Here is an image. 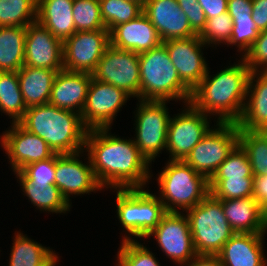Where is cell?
Here are the masks:
<instances>
[{
    "label": "cell",
    "instance_id": "obj_1",
    "mask_svg": "<svg viewBox=\"0 0 267 266\" xmlns=\"http://www.w3.org/2000/svg\"><path fill=\"white\" fill-rule=\"evenodd\" d=\"M112 128L88 130L85 154L94 175L106 189L146 188L153 174L151 164L140 153L133 139L111 134Z\"/></svg>",
    "mask_w": 267,
    "mask_h": 266
},
{
    "label": "cell",
    "instance_id": "obj_2",
    "mask_svg": "<svg viewBox=\"0 0 267 266\" xmlns=\"http://www.w3.org/2000/svg\"><path fill=\"white\" fill-rule=\"evenodd\" d=\"M251 72L242 58L215 75L208 69L192 90L189 103L205 115L215 116V122L237 123L244 111Z\"/></svg>",
    "mask_w": 267,
    "mask_h": 266
},
{
    "label": "cell",
    "instance_id": "obj_3",
    "mask_svg": "<svg viewBox=\"0 0 267 266\" xmlns=\"http://www.w3.org/2000/svg\"><path fill=\"white\" fill-rule=\"evenodd\" d=\"M18 123L42 138L54 153L73 154L84 150L88 129L77 112L47 103L27 108Z\"/></svg>",
    "mask_w": 267,
    "mask_h": 266
},
{
    "label": "cell",
    "instance_id": "obj_4",
    "mask_svg": "<svg viewBox=\"0 0 267 266\" xmlns=\"http://www.w3.org/2000/svg\"><path fill=\"white\" fill-rule=\"evenodd\" d=\"M138 56L140 100L190 102L192 91L179 78L163 43Z\"/></svg>",
    "mask_w": 267,
    "mask_h": 266
},
{
    "label": "cell",
    "instance_id": "obj_5",
    "mask_svg": "<svg viewBox=\"0 0 267 266\" xmlns=\"http://www.w3.org/2000/svg\"><path fill=\"white\" fill-rule=\"evenodd\" d=\"M157 176L156 196L167 212H185L210 193L209 180L182 160H168Z\"/></svg>",
    "mask_w": 267,
    "mask_h": 266
},
{
    "label": "cell",
    "instance_id": "obj_6",
    "mask_svg": "<svg viewBox=\"0 0 267 266\" xmlns=\"http://www.w3.org/2000/svg\"><path fill=\"white\" fill-rule=\"evenodd\" d=\"M114 190L116 215L120 225L125 229L122 241L145 238L167 213L156 193L153 194L151 190L145 188Z\"/></svg>",
    "mask_w": 267,
    "mask_h": 266
},
{
    "label": "cell",
    "instance_id": "obj_7",
    "mask_svg": "<svg viewBox=\"0 0 267 266\" xmlns=\"http://www.w3.org/2000/svg\"><path fill=\"white\" fill-rule=\"evenodd\" d=\"M184 213L189 220L197 255H217L235 234L225 217L221 200L211 193Z\"/></svg>",
    "mask_w": 267,
    "mask_h": 266
},
{
    "label": "cell",
    "instance_id": "obj_8",
    "mask_svg": "<svg viewBox=\"0 0 267 266\" xmlns=\"http://www.w3.org/2000/svg\"><path fill=\"white\" fill-rule=\"evenodd\" d=\"M167 103L169 101L138 99L137 108L133 112L136 137L132 139L150 164L166 150L168 124L171 117Z\"/></svg>",
    "mask_w": 267,
    "mask_h": 266
},
{
    "label": "cell",
    "instance_id": "obj_9",
    "mask_svg": "<svg viewBox=\"0 0 267 266\" xmlns=\"http://www.w3.org/2000/svg\"><path fill=\"white\" fill-rule=\"evenodd\" d=\"M198 142L184 160L208 180L239 144L237 123H218Z\"/></svg>",
    "mask_w": 267,
    "mask_h": 266
},
{
    "label": "cell",
    "instance_id": "obj_10",
    "mask_svg": "<svg viewBox=\"0 0 267 266\" xmlns=\"http://www.w3.org/2000/svg\"><path fill=\"white\" fill-rule=\"evenodd\" d=\"M183 108L169 120L166 145L168 160L184 161L213 127L210 126L212 117L198 111L190 103L183 105Z\"/></svg>",
    "mask_w": 267,
    "mask_h": 266
},
{
    "label": "cell",
    "instance_id": "obj_11",
    "mask_svg": "<svg viewBox=\"0 0 267 266\" xmlns=\"http://www.w3.org/2000/svg\"><path fill=\"white\" fill-rule=\"evenodd\" d=\"M92 78L124 90L140 99V69L138 53L119 50L111 45L106 49Z\"/></svg>",
    "mask_w": 267,
    "mask_h": 266
},
{
    "label": "cell",
    "instance_id": "obj_12",
    "mask_svg": "<svg viewBox=\"0 0 267 266\" xmlns=\"http://www.w3.org/2000/svg\"><path fill=\"white\" fill-rule=\"evenodd\" d=\"M150 237H154L164 255L178 266H185L197 255L184 212H167L145 239Z\"/></svg>",
    "mask_w": 267,
    "mask_h": 266
},
{
    "label": "cell",
    "instance_id": "obj_13",
    "mask_svg": "<svg viewBox=\"0 0 267 266\" xmlns=\"http://www.w3.org/2000/svg\"><path fill=\"white\" fill-rule=\"evenodd\" d=\"M132 97L111 84L91 79L81 119L88 130L112 128L117 113Z\"/></svg>",
    "mask_w": 267,
    "mask_h": 266
},
{
    "label": "cell",
    "instance_id": "obj_14",
    "mask_svg": "<svg viewBox=\"0 0 267 266\" xmlns=\"http://www.w3.org/2000/svg\"><path fill=\"white\" fill-rule=\"evenodd\" d=\"M109 46L107 29L76 31L63 41L64 70L91 74Z\"/></svg>",
    "mask_w": 267,
    "mask_h": 266
},
{
    "label": "cell",
    "instance_id": "obj_15",
    "mask_svg": "<svg viewBox=\"0 0 267 266\" xmlns=\"http://www.w3.org/2000/svg\"><path fill=\"white\" fill-rule=\"evenodd\" d=\"M84 153V150L73 154L56 153L55 186L71 205V195H89L103 189L94 175L88 155ZM80 157L88 161L83 163Z\"/></svg>",
    "mask_w": 267,
    "mask_h": 266
},
{
    "label": "cell",
    "instance_id": "obj_16",
    "mask_svg": "<svg viewBox=\"0 0 267 266\" xmlns=\"http://www.w3.org/2000/svg\"><path fill=\"white\" fill-rule=\"evenodd\" d=\"M181 81L192 91L208 71L207 60L203 56L204 47L199 38L170 39L163 42ZM203 49V50H202Z\"/></svg>",
    "mask_w": 267,
    "mask_h": 266
},
{
    "label": "cell",
    "instance_id": "obj_17",
    "mask_svg": "<svg viewBox=\"0 0 267 266\" xmlns=\"http://www.w3.org/2000/svg\"><path fill=\"white\" fill-rule=\"evenodd\" d=\"M0 144L8 155L12 172L20 171L26 165L48 159L54 154L42 138L30 133L19 123H11L9 129L0 135Z\"/></svg>",
    "mask_w": 267,
    "mask_h": 266
},
{
    "label": "cell",
    "instance_id": "obj_18",
    "mask_svg": "<svg viewBox=\"0 0 267 266\" xmlns=\"http://www.w3.org/2000/svg\"><path fill=\"white\" fill-rule=\"evenodd\" d=\"M24 65L63 70V41L37 20L26 27Z\"/></svg>",
    "mask_w": 267,
    "mask_h": 266
},
{
    "label": "cell",
    "instance_id": "obj_19",
    "mask_svg": "<svg viewBox=\"0 0 267 266\" xmlns=\"http://www.w3.org/2000/svg\"><path fill=\"white\" fill-rule=\"evenodd\" d=\"M143 13L156 28L163 42L197 36L176 0H147Z\"/></svg>",
    "mask_w": 267,
    "mask_h": 266
},
{
    "label": "cell",
    "instance_id": "obj_20",
    "mask_svg": "<svg viewBox=\"0 0 267 266\" xmlns=\"http://www.w3.org/2000/svg\"><path fill=\"white\" fill-rule=\"evenodd\" d=\"M163 41L144 13L110 31V45L119 50L142 53L161 45Z\"/></svg>",
    "mask_w": 267,
    "mask_h": 266
},
{
    "label": "cell",
    "instance_id": "obj_21",
    "mask_svg": "<svg viewBox=\"0 0 267 266\" xmlns=\"http://www.w3.org/2000/svg\"><path fill=\"white\" fill-rule=\"evenodd\" d=\"M92 79L90 73L58 71L52 84L49 104L81 114Z\"/></svg>",
    "mask_w": 267,
    "mask_h": 266
},
{
    "label": "cell",
    "instance_id": "obj_22",
    "mask_svg": "<svg viewBox=\"0 0 267 266\" xmlns=\"http://www.w3.org/2000/svg\"><path fill=\"white\" fill-rule=\"evenodd\" d=\"M267 234L235 233L217 254L223 266H267L264 239Z\"/></svg>",
    "mask_w": 267,
    "mask_h": 266
},
{
    "label": "cell",
    "instance_id": "obj_23",
    "mask_svg": "<svg viewBox=\"0 0 267 266\" xmlns=\"http://www.w3.org/2000/svg\"><path fill=\"white\" fill-rule=\"evenodd\" d=\"M239 130L267 131V71H252Z\"/></svg>",
    "mask_w": 267,
    "mask_h": 266
},
{
    "label": "cell",
    "instance_id": "obj_24",
    "mask_svg": "<svg viewBox=\"0 0 267 266\" xmlns=\"http://www.w3.org/2000/svg\"><path fill=\"white\" fill-rule=\"evenodd\" d=\"M225 217L235 233L267 234V219L253 197L221 200Z\"/></svg>",
    "mask_w": 267,
    "mask_h": 266
},
{
    "label": "cell",
    "instance_id": "obj_25",
    "mask_svg": "<svg viewBox=\"0 0 267 266\" xmlns=\"http://www.w3.org/2000/svg\"><path fill=\"white\" fill-rule=\"evenodd\" d=\"M74 0H37L36 20L64 41L75 32Z\"/></svg>",
    "mask_w": 267,
    "mask_h": 266
},
{
    "label": "cell",
    "instance_id": "obj_26",
    "mask_svg": "<svg viewBox=\"0 0 267 266\" xmlns=\"http://www.w3.org/2000/svg\"><path fill=\"white\" fill-rule=\"evenodd\" d=\"M58 71L61 70L25 65L18 71L20 90L27 108L49 102L52 84Z\"/></svg>",
    "mask_w": 267,
    "mask_h": 266
},
{
    "label": "cell",
    "instance_id": "obj_27",
    "mask_svg": "<svg viewBox=\"0 0 267 266\" xmlns=\"http://www.w3.org/2000/svg\"><path fill=\"white\" fill-rule=\"evenodd\" d=\"M14 234L9 266H50L58 258L55 250L30 239L21 231Z\"/></svg>",
    "mask_w": 267,
    "mask_h": 266
},
{
    "label": "cell",
    "instance_id": "obj_28",
    "mask_svg": "<svg viewBox=\"0 0 267 266\" xmlns=\"http://www.w3.org/2000/svg\"><path fill=\"white\" fill-rule=\"evenodd\" d=\"M17 181L22 188V193L28 197L29 202L36 209L45 213L65 214L70 211L72 205L62 196L60 190L55 186H46L31 183L20 171H14Z\"/></svg>",
    "mask_w": 267,
    "mask_h": 266
},
{
    "label": "cell",
    "instance_id": "obj_29",
    "mask_svg": "<svg viewBox=\"0 0 267 266\" xmlns=\"http://www.w3.org/2000/svg\"><path fill=\"white\" fill-rule=\"evenodd\" d=\"M26 27H0V72H18L24 66Z\"/></svg>",
    "mask_w": 267,
    "mask_h": 266
},
{
    "label": "cell",
    "instance_id": "obj_30",
    "mask_svg": "<svg viewBox=\"0 0 267 266\" xmlns=\"http://www.w3.org/2000/svg\"><path fill=\"white\" fill-rule=\"evenodd\" d=\"M26 110L18 72H0V112L10 117V123H18Z\"/></svg>",
    "mask_w": 267,
    "mask_h": 266
},
{
    "label": "cell",
    "instance_id": "obj_31",
    "mask_svg": "<svg viewBox=\"0 0 267 266\" xmlns=\"http://www.w3.org/2000/svg\"><path fill=\"white\" fill-rule=\"evenodd\" d=\"M239 144L247 152L252 174L267 173V131L240 130Z\"/></svg>",
    "mask_w": 267,
    "mask_h": 266
},
{
    "label": "cell",
    "instance_id": "obj_32",
    "mask_svg": "<svg viewBox=\"0 0 267 266\" xmlns=\"http://www.w3.org/2000/svg\"><path fill=\"white\" fill-rule=\"evenodd\" d=\"M37 0H0V27H27L36 21Z\"/></svg>",
    "mask_w": 267,
    "mask_h": 266
},
{
    "label": "cell",
    "instance_id": "obj_33",
    "mask_svg": "<svg viewBox=\"0 0 267 266\" xmlns=\"http://www.w3.org/2000/svg\"><path fill=\"white\" fill-rule=\"evenodd\" d=\"M101 18L110 32L115 26L129 22L143 13V6L130 0H99Z\"/></svg>",
    "mask_w": 267,
    "mask_h": 266
},
{
    "label": "cell",
    "instance_id": "obj_34",
    "mask_svg": "<svg viewBox=\"0 0 267 266\" xmlns=\"http://www.w3.org/2000/svg\"><path fill=\"white\" fill-rule=\"evenodd\" d=\"M115 266H161L159 260L140 240L121 241Z\"/></svg>",
    "mask_w": 267,
    "mask_h": 266
},
{
    "label": "cell",
    "instance_id": "obj_35",
    "mask_svg": "<svg viewBox=\"0 0 267 266\" xmlns=\"http://www.w3.org/2000/svg\"><path fill=\"white\" fill-rule=\"evenodd\" d=\"M254 177L210 179V193L219 200L240 199L253 196Z\"/></svg>",
    "mask_w": 267,
    "mask_h": 266
},
{
    "label": "cell",
    "instance_id": "obj_36",
    "mask_svg": "<svg viewBox=\"0 0 267 266\" xmlns=\"http://www.w3.org/2000/svg\"><path fill=\"white\" fill-rule=\"evenodd\" d=\"M233 19L228 12L208 18L205 28L198 35L200 40L208 47L228 45L232 35Z\"/></svg>",
    "mask_w": 267,
    "mask_h": 266
},
{
    "label": "cell",
    "instance_id": "obj_37",
    "mask_svg": "<svg viewBox=\"0 0 267 266\" xmlns=\"http://www.w3.org/2000/svg\"><path fill=\"white\" fill-rule=\"evenodd\" d=\"M73 18L76 31L106 29L101 18L99 0H74Z\"/></svg>",
    "mask_w": 267,
    "mask_h": 266
},
{
    "label": "cell",
    "instance_id": "obj_38",
    "mask_svg": "<svg viewBox=\"0 0 267 266\" xmlns=\"http://www.w3.org/2000/svg\"><path fill=\"white\" fill-rule=\"evenodd\" d=\"M254 177L247 152L238 144L211 179Z\"/></svg>",
    "mask_w": 267,
    "mask_h": 266
},
{
    "label": "cell",
    "instance_id": "obj_39",
    "mask_svg": "<svg viewBox=\"0 0 267 266\" xmlns=\"http://www.w3.org/2000/svg\"><path fill=\"white\" fill-rule=\"evenodd\" d=\"M232 19V35L227 47L229 45L237 47V52L243 56L259 36L260 31L257 29L252 15H248V17H232Z\"/></svg>",
    "mask_w": 267,
    "mask_h": 266
},
{
    "label": "cell",
    "instance_id": "obj_40",
    "mask_svg": "<svg viewBox=\"0 0 267 266\" xmlns=\"http://www.w3.org/2000/svg\"><path fill=\"white\" fill-rule=\"evenodd\" d=\"M56 153L50 158L23 167L20 172L34 184L55 185Z\"/></svg>",
    "mask_w": 267,
    "mask_h": 266
},
{
    "label": "cell",
    "instance_id": "obj_41",
    "mask_svg": "<svg viewBox=\"0 0 267 266\" xmlns=\"http://www.w3.org/2000/svg\"><path fill=\"white\" fill-rule=\"evenodd\" d=\"M241 57L251 71H267V30L261 31Z\"/></svg>",
    "mask_w": 267,
    "mask_h": 266
},
{
    "label": "cell",
    "instance_id": "obj_42",
    "mask_svg": "<svg viewBox=\"0 0 267 266\" xmlns=\"http://www.w3.org/2000/svg\"><path fill=\"white\" fill-rule=\"evenodd\" d=\"M182 11L186 14L192 30L199 35L205 28L207 18L198 0H176Z\"/></svg>",
    "mask_w": 267,
    "mask_h": 266
},
{
    "label": "cell",
    "instance_id": "obj_43",
    "mask_svg": "<svg viewBox=\"0 0 267 266\" xmlns=\"http://www.w3.org/2000/svg\"><path fill=\"white\" fill-rule=\"evenodd\" d=\"M261 206L264 216L267 219V173L254 176L253 196Z\"/></svg>",
    "mask_w": 267,
    "mask_h": 266
},
{
    "label": "cell",
    "instance_id": "obj_44",
    "mask_svg": "<svg viewBox=\"0 0 267 266\" xmlns=\"http://www.w3.org/2000/svg\"><path fill=\"white\" fill-rule=\"evenodd\" d=\"M251 15L260 32L267 30V0H252Z\"/></svg>",
    "mask_w": 267,
    "mask_h": 266
},
{
    "label": "cell",
    "instance_id": "obj_45",
    "mask_svg": "<svg viewBox=\"0 0 267 266\" xmlns=\"http://www.w3.org/2000/svg\"><path fill=\"white\" fill-rule=\"evenodd\" d=\"M206 18H212L227 12L228 0H198Z\"/></svg>",
    "mask_w": 267,
    "mask_h": 266
},
{
    "label": "cell",
    "instance_id": "obj_46",
    "mask_svg": "<svg viewBox=\"0 0 267 266\" xmlns=\"http://www.w3.org/2000/svg\"><path fill=\"white\" fill-rule=\"evenodd\" d=\"M227 12L231 17H248L252 13V0H228Z\"/></svg>",
    "mask_w": 267,
    "mask_h": 266
},
{
    "label": "cell",
    "instance_id": "obj_47",
    "mask_svg": "<svg viewBox=\"0 0 267 266\" xmlns=\"http://www.w3.org/2000/svg\"><path fill=\"white\" fill-rule=\"evenodd\" d=\"M185 266H223L217 255H196Z\"/></svg>",
    "mask_w": 267,
    "mask_h": 266
},
{
    "label": "cell",
    "instance_id": "obj_48",
    "mask_svg": "<svg viewBox=\"0 0 267 266\" xmlns=\"http://www.w3.org/2000/svg\"><path fill=\"white\" fill-rule=\"evenodd\" d=\"M130 1L137 2V3L141 4L142 6H144L147 0H130Z\"/></svg>",
    "mask_w": 267,
    "mask_h": 266
},
{
    "label": "cell",
    "instance_id": "obj_49",
    "mask_svg": "<svg viewBox=\"0 0 267 266\" xmlns=\"http://www.w3.org/2000/svg\"><path fill=\"white\" fill-rule=\"evenodd\" d=\"M59 257L50 265V266H56L59 262Z\"/></svg>",
    "mask_w": 267,
    "mask_h": 266
}]
</instances>
